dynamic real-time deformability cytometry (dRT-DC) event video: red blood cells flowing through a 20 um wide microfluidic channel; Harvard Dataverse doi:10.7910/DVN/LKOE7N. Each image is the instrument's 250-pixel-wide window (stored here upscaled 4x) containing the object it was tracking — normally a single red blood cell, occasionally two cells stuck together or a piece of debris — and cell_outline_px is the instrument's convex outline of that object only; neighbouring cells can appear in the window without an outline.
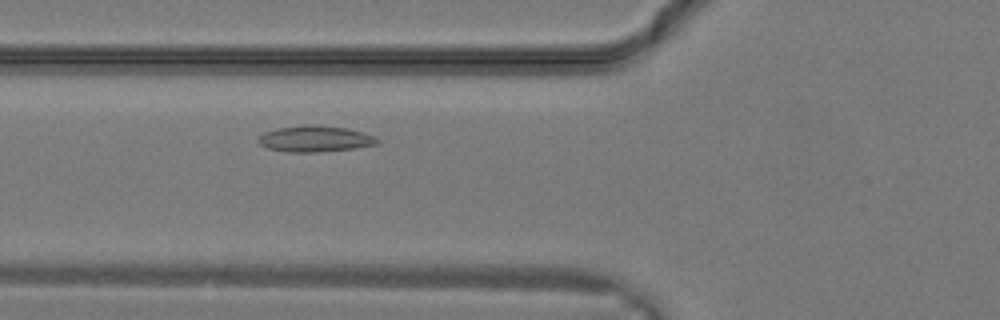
{"species": "common noctule bat (a hibernating species)", "species_latin": "Nyctalus noctula", "temperature_condition": "warm", "stored_images_in_passage": 7, "camera_frame_rate_fps": 3000, "um_per_image_px": 0.085, "animal": {"sex": "male", "body_mass_g": 19.2, "forearm_length_mm": 51.8}, "frame": {"image": 1, "passage_image": 7, "time_ms": 2.0, "image_size_px": [1000, 320], "cell_outline_px": [[380, 144], [356, 148], [316, 152], [288, 152], [268, 148], [260, 144], [256, 140], [256, 136], [264, 132], [276, 128], [304, 124], [316, 124], [348, 128], [364, 132], [376, 136], [380, 140]], "centroid_in_image_um": [26.79, 11.78], "position_along_channel_um": 99.0, "area_um2": 18.61}}